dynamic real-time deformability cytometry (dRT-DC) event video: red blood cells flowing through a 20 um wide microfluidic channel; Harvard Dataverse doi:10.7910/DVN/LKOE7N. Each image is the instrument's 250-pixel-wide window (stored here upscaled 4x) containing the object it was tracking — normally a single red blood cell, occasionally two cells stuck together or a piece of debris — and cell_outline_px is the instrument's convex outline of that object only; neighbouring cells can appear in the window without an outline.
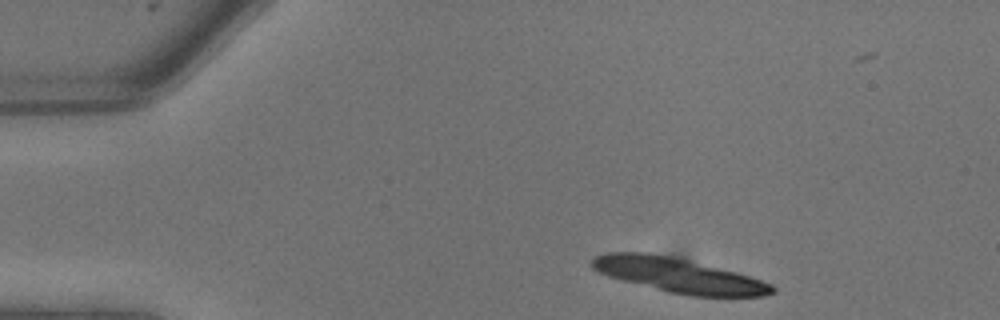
{"species": "common noctule bat (a hibernating species)", "species_latin": "Nyctalus noctula", "temperature_condition": "warm", "stored_images_in_passage": 7, "camera_frame_rate_fps": 3000, "um_per_image_px": 0.085, "animal": {"sex": "male", "body_mass_g": 13.3}, "frame": {"image": 1, "passage_image": 2, "time_ms": 0.333, "image_size_px": [1000, 320], "cell_outline_px": [[776, 292], [764, 296], [688, 296], [668, 292], [620, 280], [608, 276], [592, 268], [588, 264], [596, 256], [604, 252], [648, 252], [676, 256], [736, 272], [772, 284], [776, 288]], "centroid_in_image_um": [57.65, 23.39], "position_along_channel_um": 27.4, "area_um2": 36.7}}
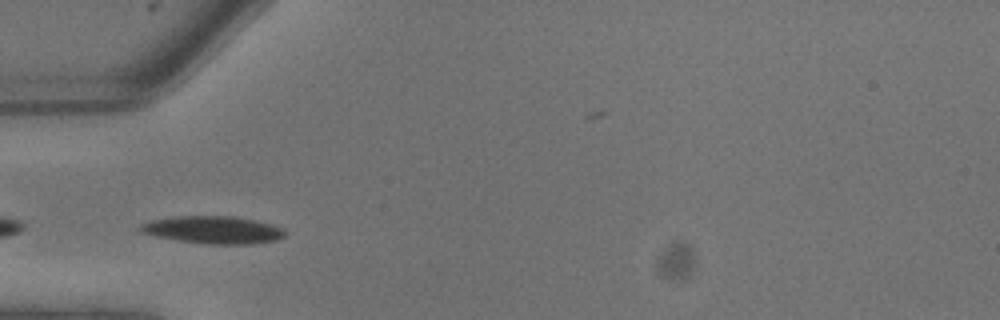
{"frame": {"image": 2, "passage_image": 6, "time_ms": 1.667, "image_size_px": [1000, 320], "cell_outline_px": [[284, 236], [276, 240], [248, 244], [208, 244], [176, 240], [156, 236], [140, 232], [136, 228], [140, 224], [152, 220], [172, 216], [236, 216], [256, 220], [284, 228]], "centroid_in_image_um": [18.07, 19.53], "position_along_channel_um": 66.9, "area_um2": 23.29}}